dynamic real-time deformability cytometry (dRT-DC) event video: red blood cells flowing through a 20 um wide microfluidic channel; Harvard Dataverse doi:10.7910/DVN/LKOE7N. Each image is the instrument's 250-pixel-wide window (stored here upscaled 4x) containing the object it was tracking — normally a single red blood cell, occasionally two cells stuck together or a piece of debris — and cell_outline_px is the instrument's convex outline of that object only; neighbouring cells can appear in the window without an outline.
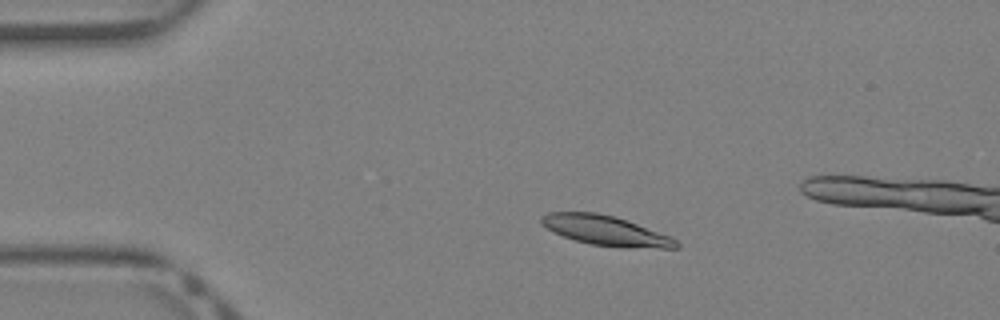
{"species": "Egyptian fruit bat (a non-hibernating species)", "species_latin": "Rousettus aegyptiacus", "temperature_condition": "warm", "stored_images_in_passage": 13, "camera_frame_rate_fps": 3000, "um_per_image_px": 0.085, "animal": {"sex": "female"}, "frame": {"image": 1, "passage_image": 8, "time_ms": 2.333, "image_size_px": [1000, 320], "cell_outline_px": [[680, 248], [624, 248], [592, 244], [576, 240], [552, 232], [540, 220], [540, 216], [548, 212], [596, 212], [616, 216], [668, 236], [676, 240], [680, 244]], "centroid_in_image_um": [51.48, 19.6], "position_along_channel_um": 33.5, "area_um2": 23.24}}